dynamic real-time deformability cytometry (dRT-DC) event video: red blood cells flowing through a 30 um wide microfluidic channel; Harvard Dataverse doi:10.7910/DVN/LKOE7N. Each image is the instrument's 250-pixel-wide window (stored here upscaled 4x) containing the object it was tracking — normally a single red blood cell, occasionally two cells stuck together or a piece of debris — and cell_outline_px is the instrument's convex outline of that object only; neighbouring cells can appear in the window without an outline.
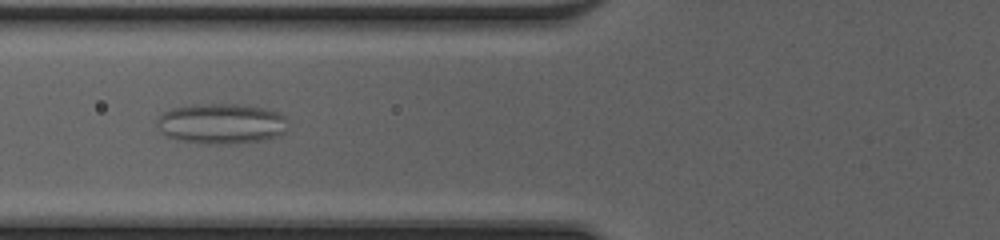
{"species": "common noctule bat (a hibernating species)", "species_latin": "Nyctalus noctula", "temperature_condition": "cold", "stored_images_in_passage": 54, "camera_frame_rate_fps": 3000, "um_per_image_px": 0.085, "animal": {"sex": "female", "body_mass_g": 20.0, "forearm_length_mm": 54.0}, "frame": {"image": 1, "passage_image": 23, "time_ms": 7.333, "image_size_px": [1000, 240], "cell_outline_px": [[288, 120], [284, 132], [276, 136], [260, 140], [236, 144], [200, 144], [176, 140], [164, 136], [156, 124], [160, 116], [164, 112], [172, 108], [192, 104], [236, 104], [260, 108], [280, 112], [288, 116]], "centroid_in_image_um": [18.79, 10.52], "position_along_channel_um": 107.0, "area_um2": 31.15}}
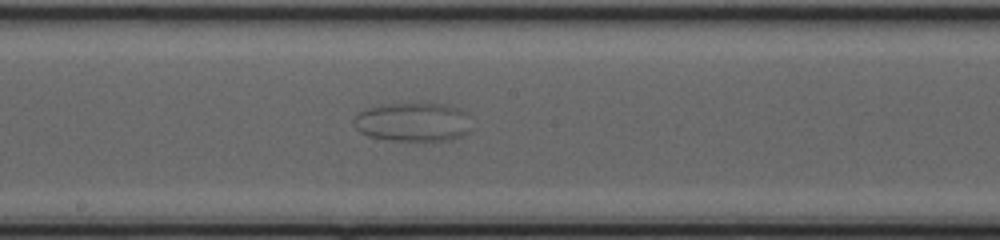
{"frame": {"image": 2, "passage_image": 31, "time_ms": 10.0, "image_size_px": [1000, 240], "cell_outline_px": [[468, 132], [452, 140], [388, 140], [368, 136], [360, 132], [352, 124], [352, 120], [360, 112], [368, 108], [384, 104], [444, 104], [460, 108], [464, 112]], "centroid_in_image_um": [35.02, 10.38], "position_along_channel_um": 213.2, "area_um2": 26.18}}
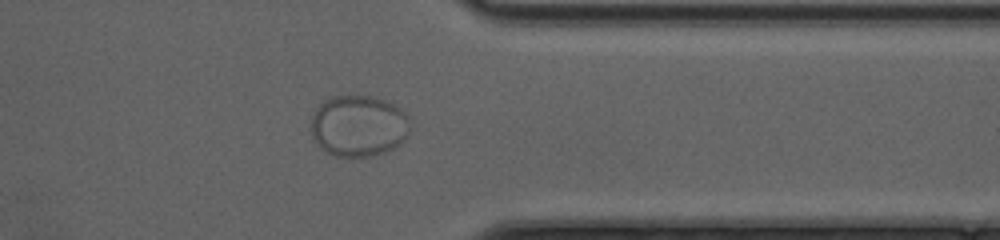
{"frame": {"image": 3, "passage_image": 44, "time_ms": 14.333, "image_size_px": [1000, 240], "cell_outline_px": [[408, 136], [400, 144], [388, 152], [372, 156], [336, 156], [320, 148], [312, 136], [312, 112], [328, 96], [372, 96], [388, 100], [400, 108], [408, 116]], "centroid_in_image_um": [30.48, 10.69], "position_along_channel_um": 380.9, "area_um2": 35.72}}